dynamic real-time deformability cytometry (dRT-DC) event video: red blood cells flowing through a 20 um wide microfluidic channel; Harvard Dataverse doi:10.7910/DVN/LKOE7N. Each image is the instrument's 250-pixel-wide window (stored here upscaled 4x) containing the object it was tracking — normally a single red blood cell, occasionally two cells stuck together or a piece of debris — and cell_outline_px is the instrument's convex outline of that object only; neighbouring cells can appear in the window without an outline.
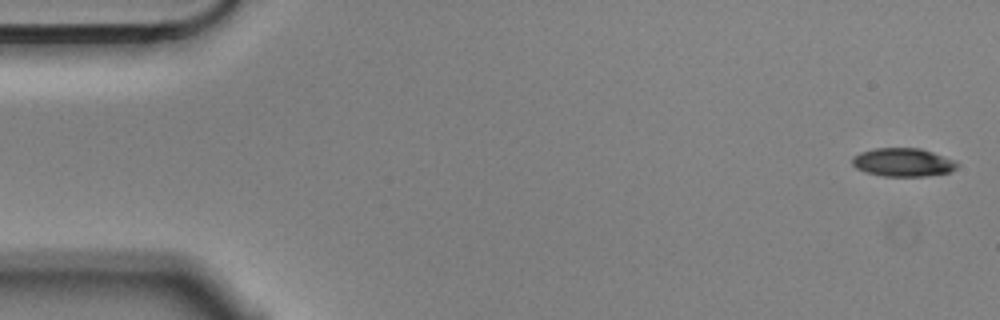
{"species": "Egyptian fruit bat (a non-hibernating species)", "species_latin": "Rousettus aegyptiacus", "temperature_condition": "cold", "stored_images_in_passage": 6, "camera_frame_rate_fps": 3000, "um_per_image_px": 0.085, "animal": {"sex": "male"}, "frame": {"image": 1, "passage_image": 1, "time_ms": 0.0, "image_size_px": [1000, 320], "cell_outline_px": [[960, 164], [952, 172], [924, 176], [884, 176], [868, 172], [856, 168], [852, 164], [852, 156], [860, 152], [876, 148], [920, 148], [956, 160]], "centroid_in_image_um": [76.79, 13.79], "position_along_channel_um": 8.2, "area_um2": 17.4}}
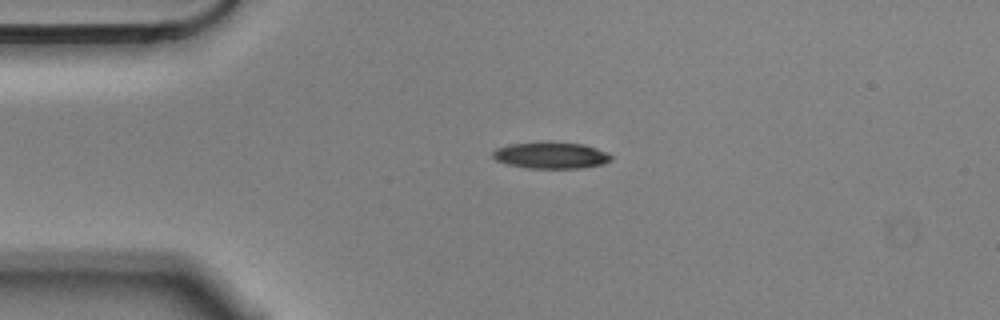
{"frame": {"image": 2, "passage_image": 4, "time_ms": 1.0, "image_size_px": [1000, 320], "cell_outline_px": [[612, 160], [604, 164], [580, 168], [528, 168], [508, 164], [496, 160], [492, 156], [492, 152], [496, 148], [508, 144], [540, 140], [584, 144], [608, 152], [612, 156]], "centroid_in_image_um": [46.83, 13.17], "position_along_channel_um": 38.2, "area_um2": 18.79}}
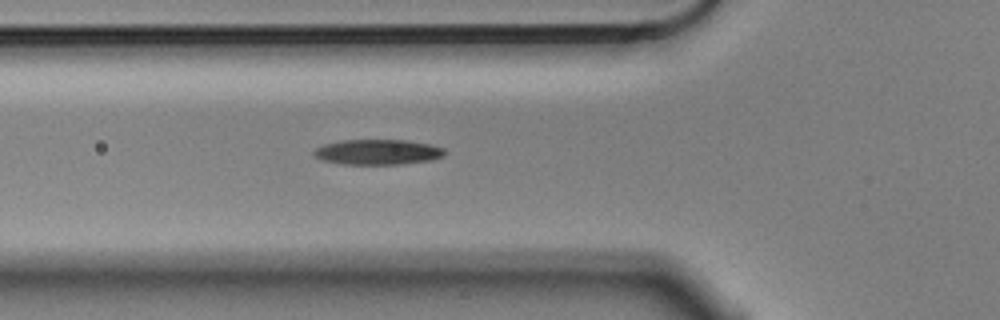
{"frame": {"image": 3, "passage_image": 6, "time_ms": 1.667, "image_size_px": [1000, 320], "cell_outline_px": [[444, 156], [432, 160], [400, 164], [344, 164], [324, 160], [316, 156], [312, 152], [316, 148], [324, 144], [340, 140], [408, 140], [428, 144], [444, 148]], "centroid_in_image_um": [32.12, 12.92], "position_along_channel_um": 93.7, "area_um2": 19.13}}